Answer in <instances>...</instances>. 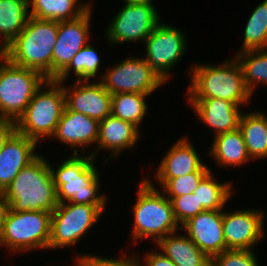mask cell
Listing matches in <instances>:
<instances>
[{
    "label": "cell",
    "instance_id": "6da1fadb",
    "mask_svg": "<svg viewBox=\"0 0 267 266\" xmlns=\"http://www.w3.org/2000/svg\"><path fill=\"white\" fill-rule=\"evenodd\" d=\"M194 64L189 71L187 100L218 98L240 107L249 105L253 95L246 88L242 68L235 57L218 65Z\"/></svg>",
    "mask_w": 267,
    "mask_h": 266
},
{
    "label": "cell",
    "instance_id": "7a4b0ae2",
    "mask_svg": "<svg viewBox=\"0 0 267 266\" xmlns=\"http://www.w3.org/2000/svg\"><path fill=\"white\" fill-rule=\"evenodd\" d=\"M15 212L48 211L58 205L57 190L46 157L39 155L25 166L2 193Z\"/></svg>",
    "mask_w": 267,
    "mask_h": 266
},
{
    "label": "cell",
    "instance_id": "3957f363",
    "mask_svg": "<svg viewBox=\"0 0 267 266\" xmlns=\"http://www.w3.org/2000/svg\"><path fill=\"white\" fill-rule=\"evenodd\" d=\"M59 22L29 17L20 34L3 51L12 64L40 72L52 79V54Z\"/></svg>",
    "mask_w": 267,
    "mask_h": 266
},
{
    "label": "cell",
    "instance_id": "277c9868",
    "mask_svg": "<svg viewBox=\"0 0 267 266\" xmlns=\"http://www.w3.org/2000/svg\"><path fill=\"white\" fill-rule=\"evenodd\" d=\"M83 155V156H81ZM87 154H73L64 159L56 170L50 165L59 203L107 205V197L100 194V174L95 158Z\"/></svg>",
    "mask_w": 267,
    "mask_h": 266
},
{
    "label": "cell",
    "instance_id": "5b68a950",
    "mask_svg": "<svg viewBox=\"0 0 267 266\" xmlns=\"http://www.w3.org/2000/svg\"><path fill=\"white\" fill-rule=\"evenodd\" d=\"M137 199L133 205L132 239L151 238L156 244L168 234L181 230L177 223L171 201L156 188L152 179L145 178L138 182Z\"/></svg>",
    "mask_w": 267,
    "mask_h": 266
},
{
    "label": "cell",
    "instance_id": "8992f818",
    "mask_svg": "<svg viewBox=\"0 0 267 266\" xmlns=\"http://www.w3.org/2000/svg\"><path fill=\"white\" fill-rule=\"evenodd\" d=\"M64 109L62 85L54 79H47L15 122L16 131L38 144L47 138L52 140Z\"/></svg>",
    "mask_w": 267,
    "mask_h": 266
},
{
    "label": "cell",
    "instance_id": "52a82bcc",
    "mask_svg": "<svg viewBox=\"0 0 267 266\" xmlns=\"http://www.w3.org/2000/svg\"><path fill=\"white\" fill-rule=\"evenodd\" d=\"M46 80L40 72L16 66L0 53V118L16 122Z\"/></svg>",
    "mask_w": 267,
    "mask_h": 266
},
{
    "label": "cell",
    "instance_id": "ba28073f",
    "mask_svg": "<svg viewBox=\"0 0 267 266\" xmlns=\"http://www.w3.org/2000/svg\"><path fill=\"white\" fill-rule=\"evenodd\" d=\"M52 213L48 211L15 212L9 210L0 233V247L10 252L48 249Z\"/></svg>",
    "mask_w": 267,
    "mask_h": 266
},
{
    "label": "cell",
    "instance_id": "9c48e42d",
    "mask_svg": "<svg viewBox=\"0 0 267 266\" xmlns=\"http://www.w3.org/2000/svg\"><path fill=\"white\" fill-rule=\"evenodd\" d=\"M106 205L58 203L52 213L48 249L75 246L87 231L97 223Z\"/></svg>",
    "mask_w": 267,
    "mask_h": 266
},
{
    "label": "cell",
    "instance_id": "30bf717a",
    "mask_svg": "<svg viewBox=\"0 0 267 266\" xmlns=\"http://www.w3.org/2000/svg\"><path fill=\"white\" fill-rule=\"evenodd\" d=\"M123 1L121 10L106 28L105 34L111 46L133 41L143 43L161 22L153 3Z\"/></svg>",
    "mask_w": 267,
    "mask_h": 266
},
{
    "label": "cell",
    "instance_id": "8fae6325",
    "mask_svg": "<svg viewBox=\"0 0 267 266\" xmlns=\"http://www.w3.org/2000/svg\"><path fill=\"white\" fill-rule=\"evenodd\" d=\"M99 80L105 90L113 95L119 93H140L150 95L165 82L148 65L142 57H128L116 63V65L103 75Z\"/></svg>",
    "mask_w": 267,
    "mask_h": 266
},
{
    "label": "cell",
    "instance_id": "7c38bea8",
    "mask_svg": "<svg viewBox=\"0 0 267 266\" xmlns=\"http://www.w3.org/2000/svg\"><path fill=\"white\" fill-rule=\"evenodd\" d=\"M183 30L162 21L143 42L148 65L166 83L172 77V69L186 53L187 39Z\"/></svg>",
    "mask_w": 267,
    "mask_h": 266
},
{
    "label": "cell",
    "instance_id": "4fadbf2b",
    "mask_svg": "<svg viewBox=\"0 0 267 266\" xmlns=\"http://www.w3.org/2000/svg\"><path fill=\"white\" fill-rule=\"evenodd\" d=\"M255 208L235 210L223 209V234L226 250H253L265 237V213Z\"/></svg>",
    "mask_w": 267,
    "mask_h": 266
},
{
    "label": "cell",
    "instance_id": "5bb4252c",
    "mask_svg": "<svg viewBox=\"0 0 267 266\" xmlns=\"http://www.w3.org/2000/svg\"><path fill=\"white\" fill-rule=\"evenodd\" d=\"M93 5L76 19L60 21L52 54V79H55L72 58L89 43Z\"/></svg>",
    "mask_w": 267,
    "mask_h": 266
},
{
    "label": "cell",
    "instance_id": "9a60e30c",
    "mask_svg": "<svg viewBox=\"0 0 267 266\" xmlns=\"http://www.w3.org/2000/svg\"><path fill=\"white\" fill-rule=\"evenodd\" d=\"M65 93V106L98 122L111 115L112 95L98 81L76 80L72 86L60 83Z\"/></svg>",
    "mask_w": 267,
    "mask_h": 266
},
{
    "label": "cell",
    "instance_id": "2e32d148",
    "mask_svg": "<svg viewBox=\"0 0 267 266\" xmlns=\"http://www.w3.org/2000/svg\"><path fill=\"white\" fill-rule=\"evenodd\" d=\"M181 229L210 259L226 250L223 209L200 212L184 223Z\"/></svg>",
    "mask_w": 267,
    "mask_h": 266
},
{
    "label": "cell",
    "instance_id": "e0dca14e",
    "mask_svg": "<svg viewBox=\"0 0 267 266\" xmlns=\"http://www.w3.org/2000/svg\"><path fill=\"white\" fill-rule=\"evenodd\" d=\"M99 122L80 112L71 111L66 106L58 122L53 139L68 145L73 154L85 153L86 146L97 144ZM77 147V148H76Z\"/></svg>",
    "mask_w": 267,
    "mask_h": 266
},
{
    "label": "cell",
    "instance_id": "ac0fdd59",
    "mask_svg": "<svg viewBox=\"0 0 267 266\" xmlns=\"http://www.w3.org/2000/svg\"><path fill=\"white\" fill-rule=\"evenodd\" d=\"M38 143L15 131L0 152V193L14 180L17 174L40 154L36 153Z\"/></svg>",
    "mask_w": 267,
    "mask_h": 266
},
{
    "label": "cell",
    "instance_id": "d6986e66",
    "mask_svg": "<svg viewBox=\"0 0 267 266\" xmlns=\"http://www.w3.org/2000/svg\"><path fill=\"white\" fill-rule=\"evenodd\" d=\"M195 116L214 131V137L236 130L243 111L235 103L218 98L186 100Z\"/></svg>",
    "mask_w": 267,
    "mask_h": 266
},
{
    "label": "cell",
    "instance_id": "ffe728a7",
    "mask_svg": "<svg viewBox=\"0 0 267 266\" xmlns=\"http://www.w3.org/2000/svg\"><path fill=\"white\" fill-rule=\"evenodd\" d=\"M141 129L131 122L121 120L112 115L99 122L98 140L95 152L90 155L97 157V150L109 151V158L119 157L125 150L134 149L140 139Z\"/></svg>",
    "mask_w": 267,
    "mask_h": 266
},
{
    "label": "cell",
    "instance_id": "44dd1931",
    "mask_svg": "<svg viewBox=\"0 0 267 266\" xmlns=\"http://www.w3.org/2000/svg\"><path fill=\"white\" fill-rule=\"evenodd\" d=\"M189 138L180 137L160 161L154 179H173L198 171L204 162Z\"/></svg>",
    "mask_w": 267,
    "mask_h": 266
},
{
    "label": "cell",
    "instance_id": "7402d4cb",
    "mask_svg": "<svg viewBox=\"0 0 267 266\" xmlns=\"http://www.w3.org/2000/svg\"><path fill=\"white\" fill-rule=\"evenodd\" d=\"M179 231L168 234L156 245L177 266H211V259L194 242Z\"/></svg>",
    "mask_w": 267,
    "mask_h": 266
},
{
    "label": "cell",
    "instance_id": "603a6c76",
    "mask_svg": "<svg viewBox=\"0 0 267 266\" xmlns=\"http://www.w3.org/2000/svg\"><path fill=\"white\" fill-rule=\"evenodd\" d=\"M208 155L218 166L237 167L250 163L243 134L239 128L219 134L213 138Z\"/></svg>",
    "mask_w": 267,
    "mask_h": 266
},
{
    "label": "cell",
    "instance_id": "cb8c5ba5",
    "mask_svg": "<svg viewBox=\"0 0 267 266\" xmlns=\"http://www.w3.org/2000/svg\"><path fill=\"white\" fill-rule=\"evenodd\" d=\"M247 112V113H246ZM243 112L239 121L251 160L267 158V115L261 110Z\"/></svg>",
    "mask_w": 267,
    "mask_h": 266
},
{
    "label": "cell",
    "instance_id": "d4e9b609",
    "mask_svg": "<svg viewBox=\"0 0 267 266\" xmlns=\"http://www.w3.org/2000/svg\"><path fill=\"white\" fill-rule=\"evenodd\" d=\"M80 0H28L29 14L41 20L67 21L84 14L93 4ZM31 8V9H30Z\"/></svg>",
    "mask_w": 267,
    "mask_h": 266
},
{
    "label": "cell",
    "instance_id": "484cf974",
    "mask_svg": "<svg viewBox=\"0 0 267 266\" xmlns=\"http://www.w3.org/2000/svg\"><path fill=\"white\" fill-rule=\"evenodd\" d=\"M29 17L28 0H0V53L20 34Z\"/></svg>",
    "mask_w": 267,
    "mask_h": 266
},
{
    "label": "cell",
    "instance_id": "4316f807",
    "mask_svg": "<svg viewBox=\"0 0 267 266\" xmlns=\"http://www.w3.org/2000/svg\"><path fill=\"white\" fill-rule=\"evenodd\" d=\"M210 171L193 192L205 210H222L233 194L231 181L219 182Z\"/></svg>",
    "mask_w": 267,
    "mask_h": 266
},
{
    "label": "cell",
    "instance_id": "83f0119b",
    "mask_svg": "<svg viewBox=\"0 0 267 266\" xmlns=\"http://www.w3.org/2000/svg\"><path fill=\"white\" fill-rule=\"evenodd\" d=\"M236 60L243 71L246 88L253 95L256 86L267 85V49L236 53Z\"/></svg>",
    "mask_w": 267,
    "mask_h": 266
},
{
    "label": "cell",
    "instance_id": "f1b7e54d",
    "mask_svg": "<svg viewBox=\"0 0 267 266\" xmlns=\"http://www.w3.org/2000/svg\"><path fill=\"white\" fill-rule=\"evenodd\" d=\"M92 43H88L83 47L71 60L69 65L54 79L59 83H63L68 79L70 73L74 72L76 80H89L99 76L101 70V59L97 50ZM73 70V71H72Z\"/></svg>",
    "mask_w": 267,
    "mask_h": 266
},
{
    "label": "cell",
    "instance_id": "f546056e",
    "mask_svg": "<svg viewBox=\"0 0 267 266\" xmlns=\"http://www.w3.org/2000/svg\"><path fill=\"white\" fill-rule=\"evenodd\" d=\"M149 95L140 93H119L112 95L111 115L124 121L131 122L138 128L146 117Z\"/></svg>",
    "mask_w": 267,
    "mask_h": 266
},
{
    "label": "cell",
    "instance_id": "4dcf8cb0",
    "mask_svg": "<svg viewBox=\"0 0 267 266\" xmlns=\"http://www.w3.org/2000/svg\"><path fill=\"white\" fill-rule=\"evenodd\" d=\"M244 29L243 43L237 53L267 49V0L255 7Z\"/></svg>",
    "mask_w": 267,
    "mask_h": 266
},
{
    "label": "cell",
    "instance_id": "1f68e13d",
    "mask_svg": "<svg viewBox=\"0 0 267 266\" xmlns=\"http://www.w3.org/2000/svg\"><path fill=\"white\" fill-rule=\"evenodd\" d=\"M204 164L198 171L173 179H154L157 181L162 192L171 201L174 197L192 194L200 181L211 171Z\"/></svg>",
    "mask_w": 267,
    "mask_h": 266
},
{
    "label": "cell",
    "instance_id": "d6a6232c",
    "mask_svg": "<svg viewBox=\"0 0 267 266\" xmlns=\"http://www.w3.org/2000/svg\"><path fill=\"white\" fill-rule=\"evenodd\" d=\"M122 255L118 258H106L93 254H78L75 257L74 266H144L143 261L139 259L137 254L128 256L124 252Z\"/></svg>",
    "mask_w": 267,
    "mask_h": 266
},
{
    "label": "cell",
    "instance_id": "836d02e7",
    "mask_svg": "<svg viewBox=\"0 0 267 266\" xmlns=\"http://www.w3.org/2000/svg\"><path fill=\"white\" fill-rule=\"evenodd\" d=\"M253 250L227 249L211 259V266H260Z\"/></svg>",
    "mask_w": 267,
    "mask_h": 266
},
{
    "label": "cell",
    "instance_id": "e575fe53",
    "mask_svg": "<svg viewBox=\"0 0 267 266\" xmlns=\"http://www.w3.org/2000/svg\"><path fill=\"white\" fill-rule=\"evenodd\" d=\"M175 219L180 227L192 217H195L205 209L198 203L197 197L192 193L174 197L171 200Z\"/></svg>",
    "mask_w": 267,
    "mask_h": 266
},
{
    "label": "cell",
    "instance_id": "d590c367",
    "mask_svg": "<svg viewBox=\"0 0 267 266\" xmlns=\"http://www.w3.org/2000/svg\"><path fill=\"white\" fill-rule=\"evenodd\" d=\"M148 251L143 255L144 266H177L171 259L165 256L162 252Z\"/></svg>",
    "mask_w": 267,
    "mask_h": 266
},
{
    "label": "cell",
    "instance_id": "8d00e7d4",
    "mask_svg": "<svg viewBox=\"0 0 267 266\" xmlns=\"http://www.w3.org/2000/svg\"><path fill=\"white\" fill-rule=\"evenodd\" d=\"M16 131V124L12 120L0 118V152L9 137Z\"/></svg>",
    "mask_w": 267,
    "mask_h": 266
},
{
    "label": "cell",
    "instance_id": "74e56055",
    "mask_svg": "<svg viewBox=\"0 0 267 266\" xmlns=\"http://www.w3.org/2000/svg\"><path fill=\"white\" fill-rule=\"evenodd\" d=\"M9 210H10L9 203L6 201L2 193H0V233L6 221V217H7Z\"/></svg>",
    "mask_w": 267,
    "mask_h": 266
},
{
    "label": "cell",
    "instance_id": "f35d334b",
    "mask_svg": "<svg viewBox=\"0 0 267 266\" xmlns=\"http://www.w3.org/2000/svg\"><path fill=\"white\" fill-rule=\"evenodd\" d=\"M127 2H137V3H152L153 0H125Z\"/></svg>",
    "mask_w": 267,
    "mask_h": 266
}]
</instances>
